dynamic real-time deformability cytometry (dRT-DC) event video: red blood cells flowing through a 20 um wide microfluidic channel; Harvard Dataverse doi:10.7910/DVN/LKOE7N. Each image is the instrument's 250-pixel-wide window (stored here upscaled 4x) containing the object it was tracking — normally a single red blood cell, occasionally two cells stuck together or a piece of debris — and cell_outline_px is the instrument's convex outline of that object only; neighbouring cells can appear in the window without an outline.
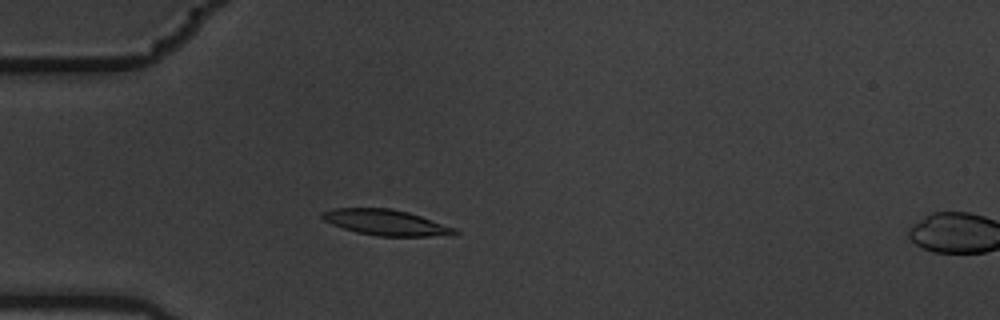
{"species": "common noctule bat (a hibernating species)", "species_latin": "Nyctalus noctula", "temperature_condition": "warm", "stored_images_in_passage": 5, "camera_frame_rate_fps": 3000, "um_per_image_px": 0.085, "animal": {"sex": "male", "body_mass_g": 19.5, "forearm_length_mm": 54.6}, "frame": {"image": 1, "passage_image": 4, "time_ms": 1.0, "image_size_px": [1000, 320], "cell_outline_px": [[460, 232], [456, 236], [376, 236], [356, 232], [332, 224], [324, 220], [320, 216], [320, 212], [332, 208], [392, 208], [408, 212], [456, 228]], "centroid_in_image_um": [32.83, 18.91], "position_along_channel_um": 52.2, "area_um2": 20.06}}